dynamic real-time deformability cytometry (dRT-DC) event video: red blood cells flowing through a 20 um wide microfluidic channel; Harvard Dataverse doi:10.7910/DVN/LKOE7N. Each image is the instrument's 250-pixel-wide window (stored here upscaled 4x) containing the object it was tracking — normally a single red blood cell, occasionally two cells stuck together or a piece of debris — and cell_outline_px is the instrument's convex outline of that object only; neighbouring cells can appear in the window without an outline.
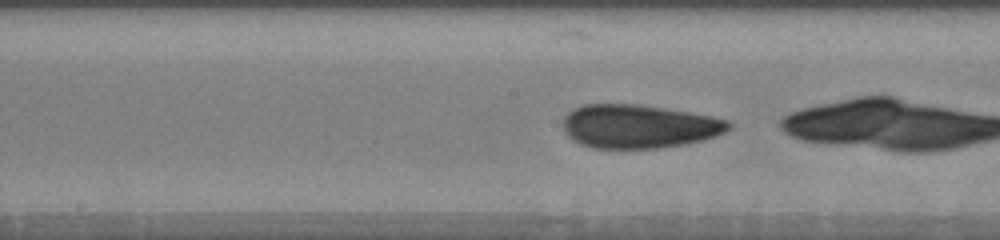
{"species": "human", "species_latin": "Homo sapiens", "temperature_condition": "warm", "stored_images_in_passage": 25, "camera_frame_rate_fps": 3000, "um_per_image_px": 0.085, "donor": {"sex": "male"}, "frame": {"image": 1, "passage_image": 21, "time_ms": 8.0, "image_size_px": [1000, 240], "cell_outline_px": [[732, 128], [716, 136], [684, 144], [656, 148], [592, 148], [580, 144], [572, 140], [564, 132], [564, 116], [572, 108], [584, 104], [640, 104], [712, 116], [728, 120], [732, 124]], "centroid_in_image_um": [54.28, 10.73], "position_along_channel_um": 193.9, "area_um2": 42.19}}